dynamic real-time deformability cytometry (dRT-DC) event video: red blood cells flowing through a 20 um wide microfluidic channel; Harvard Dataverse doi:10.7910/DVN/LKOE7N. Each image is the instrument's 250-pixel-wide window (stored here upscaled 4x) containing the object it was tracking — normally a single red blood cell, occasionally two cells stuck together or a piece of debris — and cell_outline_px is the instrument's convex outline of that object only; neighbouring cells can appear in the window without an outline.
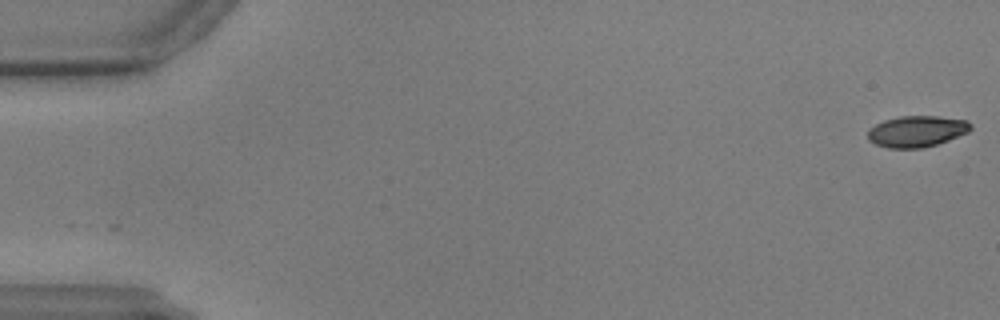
{"species": "common noctule bat (a hibernating species)", "species_latin": "Nyctalus noctula", "temperature_condition": "warm", "stored_images_in_passage": 16, "camera_frame_rate_fps": 3000, "um_per_image_px": 0.085, "animal": {"sex": "male", "body_mass_g": 17.9, "forearm_length_mm": 54.2}, "frame": {"image": 1, "passage_image": 1, "time_ms": 0.0, "image_size_px": [1000, 320], "cell_outline_px": [[972, 128], [968, 132], [948, 140], [936, 144], [920, 148], [888, 148], [876, 144], [868, 140], [868, 128], [884, 120], [900, 116], [936, 116], [968, 120], [972, 124]], "centroid_in_image_um": [77.92, 11.15], "position_along_channel_um": 7.1, "area_um2": 18.73}}
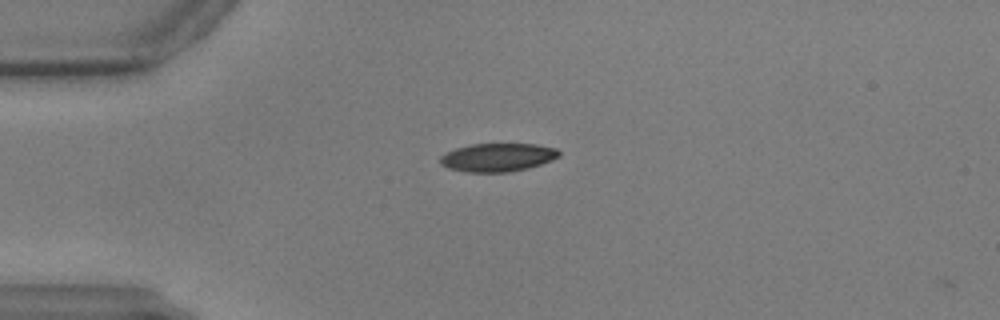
{"frame": {"image": 2, "passage_image": 15, "time_ms": 4.667, "image_size_px": [1000, 320], "cell_outline_px": [[560, 156], [552, 160], [528, 168], [508, 172], [468, 172], [448, 168], [440, 164], [440, 156], [444, 152], [456, 148], [472, 144], [536, 144], [556, 148], [560, 152]], "centroid_in_image_um": [42.29, 13.37], "position_along_channel_um": 42.7, "area_um2": 19.65}}